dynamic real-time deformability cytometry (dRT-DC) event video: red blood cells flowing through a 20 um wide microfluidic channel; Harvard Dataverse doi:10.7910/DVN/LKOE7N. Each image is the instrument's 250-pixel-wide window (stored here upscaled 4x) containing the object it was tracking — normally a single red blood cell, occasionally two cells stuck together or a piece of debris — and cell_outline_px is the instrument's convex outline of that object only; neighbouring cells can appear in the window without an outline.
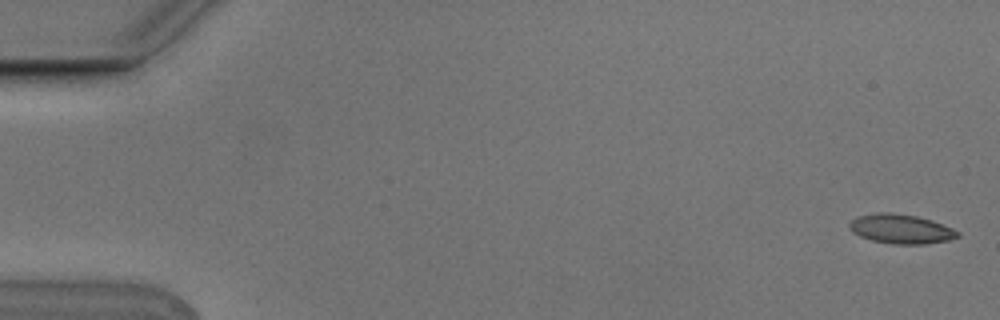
{"species": "Egyptian fruit bat (a non-hibernating species)", "species_latin": "Rousettus aegyptiacus", "temperature_condition": "cold", "stored_images_in_passage": 6, "segment_of_instrument_passage": [1, 2], "camera_frame_rate_fps": 3000, "um_per_image_px": 0.085, "animal": {"sex": "male"}, "frame": {"image": 1, "passage_image": 1, "time_ms": 0.0, "image_size_px": [1000, 320], "cell_outline_px": [[960, 236], [948, 240], [924, 244], [892, 244], [872, 240], [860, 236], [852, 232], [848, 228], [848, 224], [856, 216], [876, 212], [892, 212], [916, 216], [932, 220], [952, 228], [960, 232]], "centroid_in_image_um": [76.55, 19.45], "position_along_channel_um": 8.4, "area_um2": 18.67}}
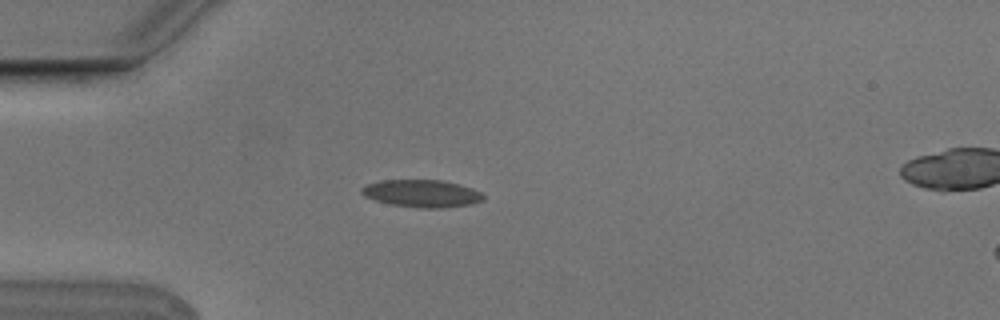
{"frame": {"image": 2, "passage_image": 5, "time_ms": 1.333, "image_size_px": [1000, 320], "cell_outline_px": [[484, 200], [472, 204], [444, 208], [420, 208], [392, 204], [376, 200], [364, 196], [360, 192], [360, 188], [364, 184], [380, 180], [440, 180], [460, 184], [472, 188], [480, 192], [484, 196]], "centroid_in_image_um": [35.84, 16.44], "position_along_channel_um": 49.2, "area_um2": 19.59}}